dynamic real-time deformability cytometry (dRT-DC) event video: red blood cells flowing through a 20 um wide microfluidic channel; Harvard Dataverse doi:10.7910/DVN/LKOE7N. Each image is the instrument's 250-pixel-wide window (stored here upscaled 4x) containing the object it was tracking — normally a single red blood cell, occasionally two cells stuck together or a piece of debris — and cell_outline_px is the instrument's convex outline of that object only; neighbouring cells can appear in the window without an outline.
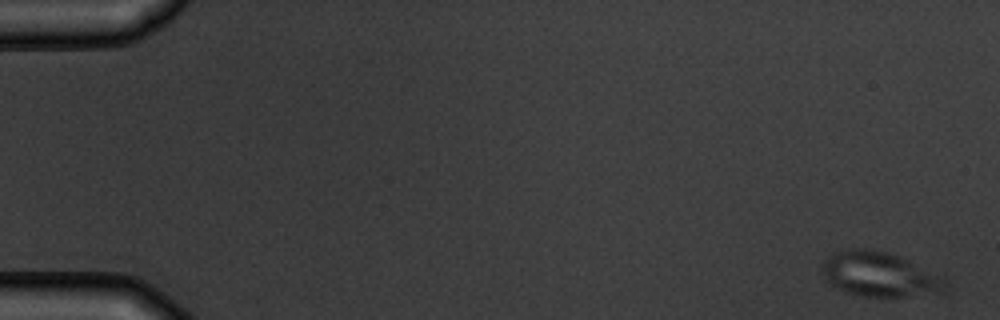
{"species": "common noctule bat (a hibernating species)", "species_latin": "Nyctalus noctula", "temperature_condition": "warm", "stored_images_in_passage": 5, "camera_frame_rate_fps": 3000, "um_per_image_px": 0.085, "animal": {"sex": "male", "body_mass_g": 19.5, "forearm_length_mm": 54.6}, "frame": {"image": 1, "passage_image": 1, "time_ms": 0.0, "image_size_px": [1000, 320], "cell_outline_px": [[948, 284], [944, 292], [900, 296], [864, 296], [848, 292], [832, 284], [824, 276], [824, 260], [828, 256], [836, 252], [848, 248], [864, 248], [888, 252], [900, 256], [944, 276]], "centroid_in_image_um": [74.83, 23.3], "position_along_channel_um": 10.2, "area_um2": 31.73}}